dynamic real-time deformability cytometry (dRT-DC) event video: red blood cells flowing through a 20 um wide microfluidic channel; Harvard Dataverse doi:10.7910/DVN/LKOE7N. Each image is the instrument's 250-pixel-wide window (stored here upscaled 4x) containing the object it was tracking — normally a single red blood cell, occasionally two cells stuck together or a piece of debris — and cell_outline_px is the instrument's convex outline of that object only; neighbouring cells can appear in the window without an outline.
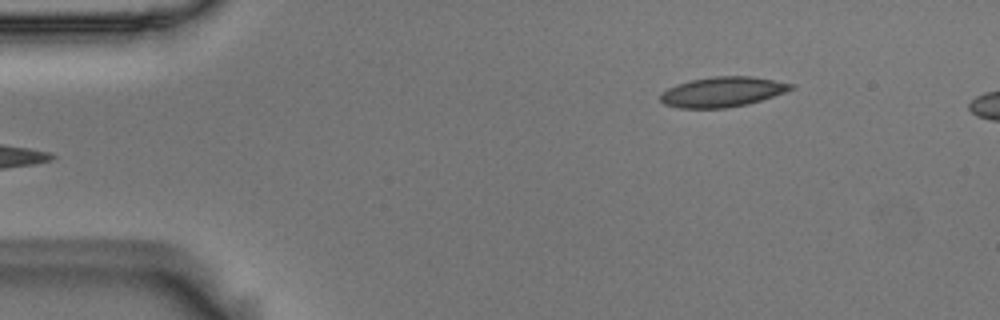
{"species": "Egyptian fruit bat (a non-hibernating species)", "species_latin": "Rousettus aegyptiacus", "temperature_condition": "room temperature", "stored_images_in_passage": 6, "camera_frame_rate_fps": 3000, "um_per_image_px": 0.085, "animal": {"sex": "male"}, "frame": {"image": 1, "passage_image": 6, "time_ms": 1.667, "image_size_px": [1000, 320], "cell_outline_px": [[796, 88], [748, 104], [724, 108], [680, 108], [664, 104], [660, 100], [660, 92], [676, 84], [692, 80], [712, 76], [752, 76], [796, 84]], "centroid_in_image_um": [61.4, 7.8], "position_along_channel_um": 23.6, "area_um2": 22.89}}